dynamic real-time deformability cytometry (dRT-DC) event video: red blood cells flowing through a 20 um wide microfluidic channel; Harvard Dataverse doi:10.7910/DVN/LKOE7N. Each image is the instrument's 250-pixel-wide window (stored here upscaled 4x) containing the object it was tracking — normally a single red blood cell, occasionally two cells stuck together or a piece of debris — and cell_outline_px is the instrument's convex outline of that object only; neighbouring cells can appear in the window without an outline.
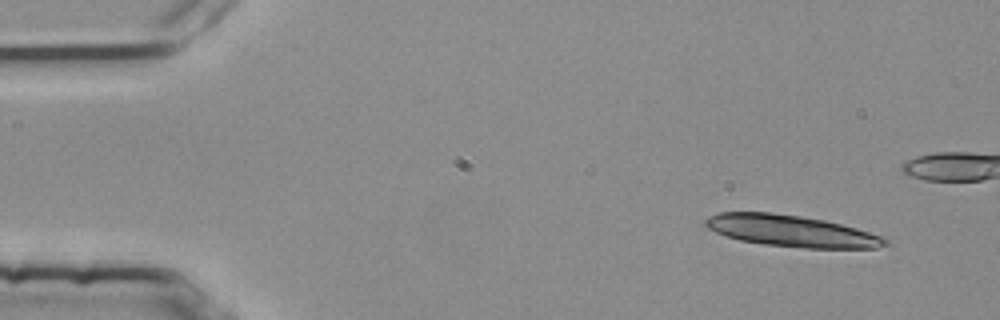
{"species": "common noctule bat (a hibernating species)", "species_latin": "Nyctalus noctula", "temperature_condition": "room temperature", "stored_images_in_passage": 4, "camera_frame_rate_fps": 3000, "um_per_image_px": 0.085, "animal": {"sex": "female", "body_mass_g": 25.1}, "frame": {"image": 1, "passage_image": 1, "time_ms": 0.0, "image_size_px": [1000, 320], "cell_outline_px": [[888, 244], [876, 248], [804, 248], [764, 244], [740, 240], [716, 232], [708, 228], [704, 224], [704, 220], [708, 216], [720, 212], [768, 212], [800, 216], [824, 220], [856, 228], [880, 236], [888, 240]], "centroid_in_image_um": [67.23, 19.63], "position_along_channel_um": 17.8, "area_um2": 32.71}}